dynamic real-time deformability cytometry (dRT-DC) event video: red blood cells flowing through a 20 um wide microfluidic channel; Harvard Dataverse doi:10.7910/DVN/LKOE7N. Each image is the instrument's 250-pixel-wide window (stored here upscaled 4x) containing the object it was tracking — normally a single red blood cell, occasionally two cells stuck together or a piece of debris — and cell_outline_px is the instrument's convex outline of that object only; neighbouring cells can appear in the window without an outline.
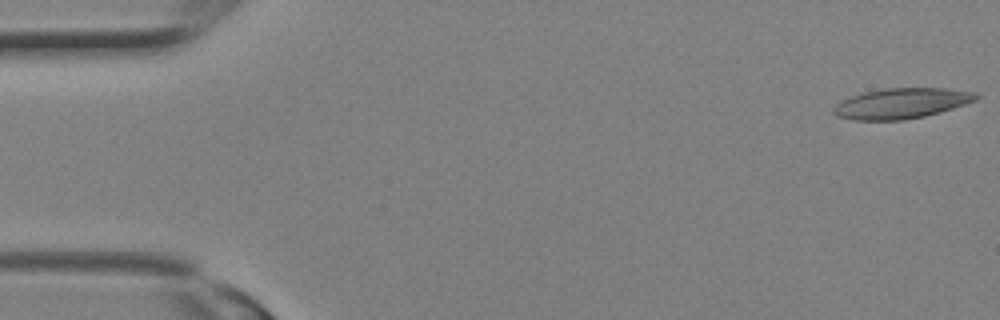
{"species": "Egyptian fruit bat (a non-hibernating species)", "species_latin": "Rousettus aegyptiacus", "temperature_condition": "room temperature", "stored_images_in_passage": 26, "camera_frame_rate_fps": 3000, "um_per_image_px": 0.085, "animal": {"sex": "female"}, "frame": {"image": 1, "passage_image": 1, "time_ms": 0.0, "image_size_px": [1000, 320], "cell_outline_px": [[980, 96], [976, 100], [940, 112], [924, 116], [904, 120], [856, 120], [836, 116], [832, 112], [832, 108], [836, 104], [852, 96], [864, 92], [884, 88], [944, 88], [972, 92]], "centroid_in_image_um": [76.59, 8.79], "position_along_channel_um": 8.4, "area_um2": 25.03}}
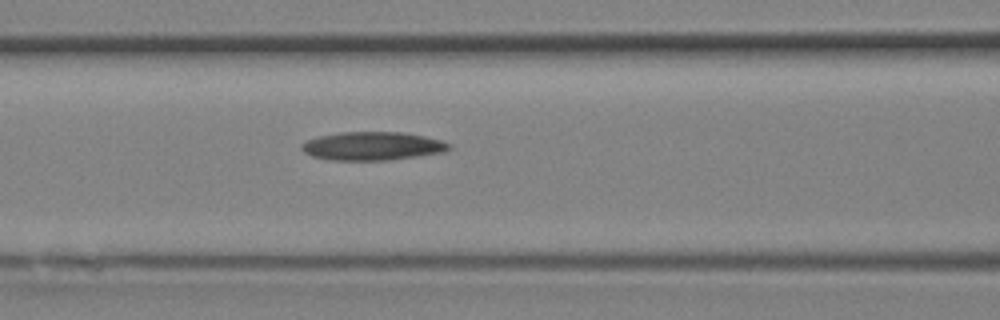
{"frame": {"image": 2, "passage_image": 12, "time_ms": 3.667, "image_size_px": [1000, 320], "cell_outline_px": [[452, 148], [444, 152], [388, 160], [332, 160], [312, 156], [304, 152], [300, 148], [300, 144], [316, 136], [340, 132], [400, 132], [424, 136], [440, 140], [452, 144]], "centroid_in_image_um": [31.64, 12.41], "position_along_channel_um": 135.0, "area_um2": 24.45}}
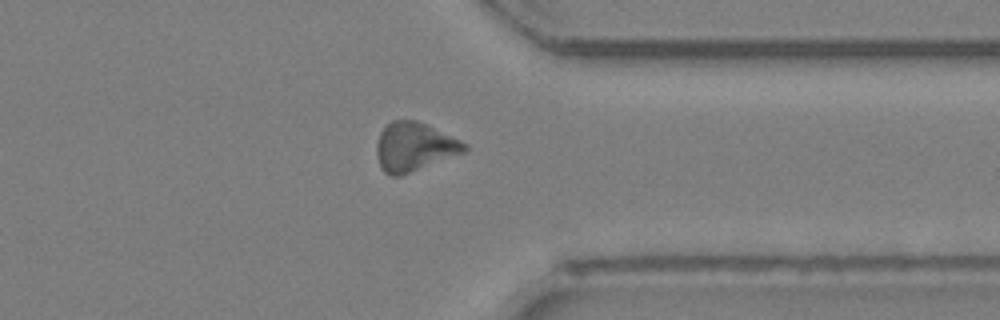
{"frame": {"image": 3, "passage_image": 22, "time_ms": 7.0, "image_size_px": [1000, 320], "cell_outline_px": [[468, 152], [400, 176], [392, 176], [384, 172], [380, 168], [376, 156], [376, 144], [380, 132], [392, 120], [416, 120], [460, 140], [468, 144]], "centroid_in_image_um": [35.22, 12.51], "position_along_channel_um": 376.2, "area_um2": 25.14}}